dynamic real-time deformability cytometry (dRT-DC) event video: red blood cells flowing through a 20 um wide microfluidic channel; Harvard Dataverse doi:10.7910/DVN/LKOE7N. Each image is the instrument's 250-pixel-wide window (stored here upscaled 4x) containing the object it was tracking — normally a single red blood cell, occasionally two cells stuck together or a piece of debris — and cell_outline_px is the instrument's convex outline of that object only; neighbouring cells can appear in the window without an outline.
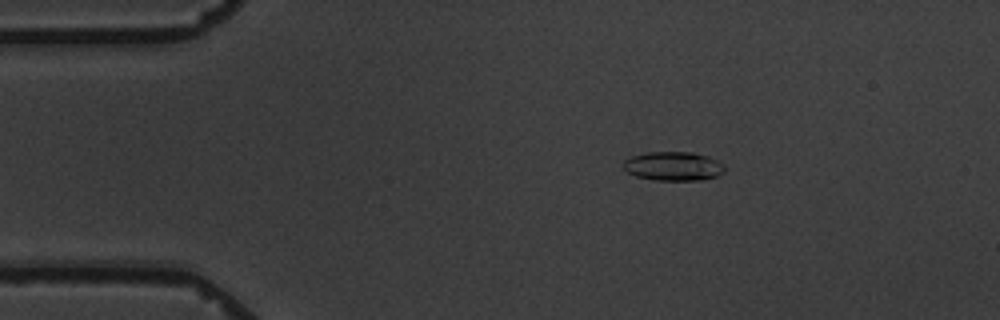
{"species": "common noctule bat (a hibernating species)", "species_latin": "Nyctalus noctula", "temperature_condition": "warm", "stored_images_in_passage": 4, "camera_frame_rate_fps": 3000, "um_per_image_px": 0.085, "animal": {"sex": "male", "body_mass_g": 19.5, "forearm_length_mm": 54.6}, "frame": {"image": 1, "passage_image": 3, "time_ms": 2.333, "image_size_px": [1000, 320], "cell_outline_px": [[724, 172], [716, 176], [700, 180], [656, 180], [636, 176], [628, 172], [624, 168], [624, 160], [632, 156], [648, 152], [692, 152], [708, 156], [724, 164]], "centroid_in_image_um": [57.24, 14.12], "position_along_channel_um": 27.8, "area_um2": 16.99}}